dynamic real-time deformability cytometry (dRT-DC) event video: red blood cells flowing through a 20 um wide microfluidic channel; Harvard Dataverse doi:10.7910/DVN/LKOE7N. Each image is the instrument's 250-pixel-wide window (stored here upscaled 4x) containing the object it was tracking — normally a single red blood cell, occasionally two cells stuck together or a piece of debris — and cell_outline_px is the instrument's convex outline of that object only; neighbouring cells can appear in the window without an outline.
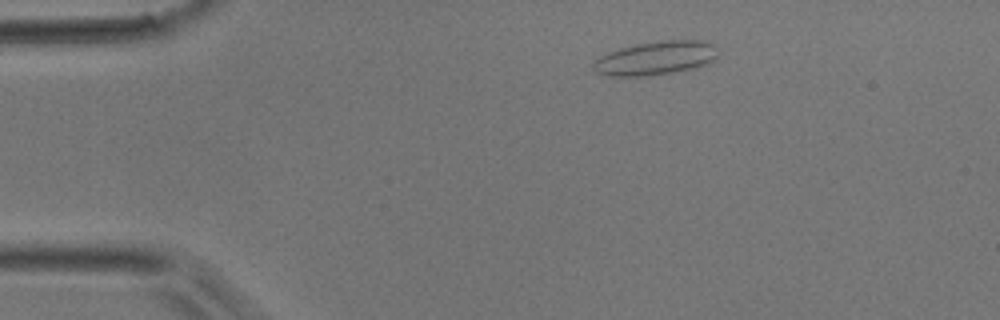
{"species": "common noctule bat (a hibernating species)", "species_latin": "Nyctalus noctula", "temperature_condition": "room temperature", "stored_images_in_passage": 7, "camera_frame_rate_fps": 3000, "um_per_image_px": 0.085, "animal": {"sex": "male", "body_mass_g": 17.9}, "frame": {"image": 1, "passage_image": 1, "time_ms": 0.0, "image_size_px": [1000, 320], "cell_outline_px": [[720, 48], [716, 56], [708, 64], [696, 68], [648, 76], [604, 76], [596, 72], [592, 68], [592, 64], [600, 56], [608, 52], [620, 48], [636, 44], [660, 40], [704, 40], [716, 44]], "centroid_in_image_um": [55.76, 4.93], "position_along_channel_um": 29.2, "area_um2": 24.91}}